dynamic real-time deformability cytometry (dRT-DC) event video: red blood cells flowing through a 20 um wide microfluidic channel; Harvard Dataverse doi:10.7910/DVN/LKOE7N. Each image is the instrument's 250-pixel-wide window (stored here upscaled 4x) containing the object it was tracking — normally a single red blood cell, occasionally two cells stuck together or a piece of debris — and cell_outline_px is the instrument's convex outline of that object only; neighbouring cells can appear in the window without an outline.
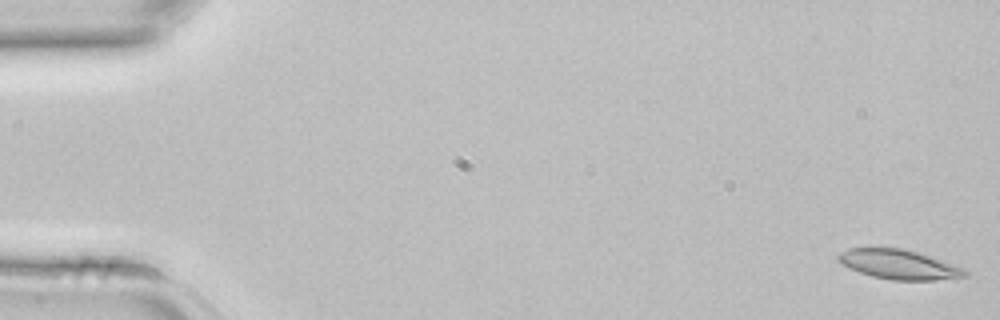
{"species": "common noctule bat (a hibernating species)", "species_latin": "Nyctalus noctula", "temperature_condition": "room temperature", "stored_images_in_passage": 43, "camera_frame_rate_fps": 3000, "um_per_image_px": 0.085, "animal": {"sex": "female", "body_mass_g": 22.7, "forearm_length_mm": 54.2}, "frame": {"image": 1, "passage_image": 1, "time_ms": 0.0, "image_size_px": [1000, 320], "cell_outline_px": [[968, 276], [936, 280], [892, 280], [872, 276], [860, 272], [836, 260], [836, 256], [840, 252], [848, 248], [908, 248], [920, 252], [964, 268], [968, 272]], "centroid_in_image_um": [76.43, 22.46], "position_along_channel_um": 8.6, "area_um2": 21.91}}
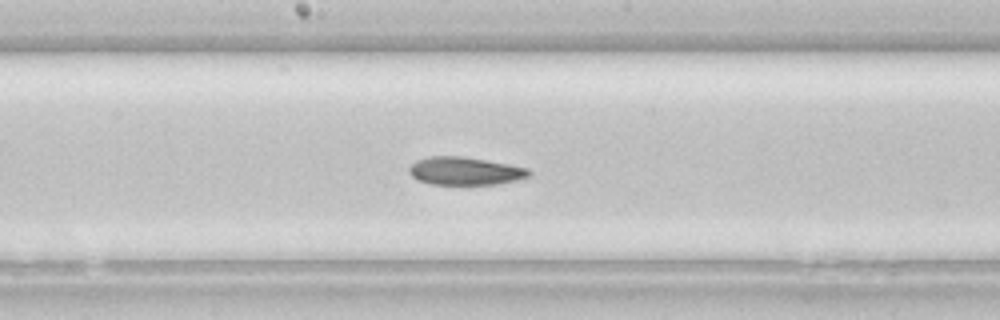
{"frame": {"image": 2, "passage_image": 23, "time_ms": 7.333, "image_size_px": [1000, 320], "cell_outline_px": [[532, 176], [520, 180], [496, 184], [428, 184], [416, 180], [408, 172], [408, 168], [416, 160], [428, 156], [460, 156], [508, 164], [528, 168], [532, 172]], "centroid_in_image_um": [39.53, 14.54], "position_along_channel_um": 208.7, "area_um2": 19.71}}
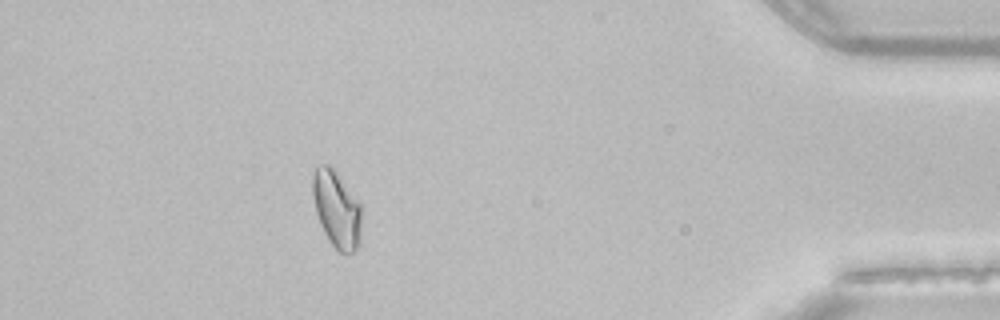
{"frame": {"image": 3, "passage_image": 39, "time_ms": 12.667, "image_size_px": [1000, 320], "cell_outline_px": [[364, 208], [360, 244], [352, 252], [340, 252], [328, 240], [320, 224], [316, 212], [312, 196], [312, 176], [316, 168], [324, 164], [328, 164], [336, 172]], "centroid_in_image_um": [28.65, 17.8], "position_along_channel_um": 406.5, "area_um2": 22.2}}